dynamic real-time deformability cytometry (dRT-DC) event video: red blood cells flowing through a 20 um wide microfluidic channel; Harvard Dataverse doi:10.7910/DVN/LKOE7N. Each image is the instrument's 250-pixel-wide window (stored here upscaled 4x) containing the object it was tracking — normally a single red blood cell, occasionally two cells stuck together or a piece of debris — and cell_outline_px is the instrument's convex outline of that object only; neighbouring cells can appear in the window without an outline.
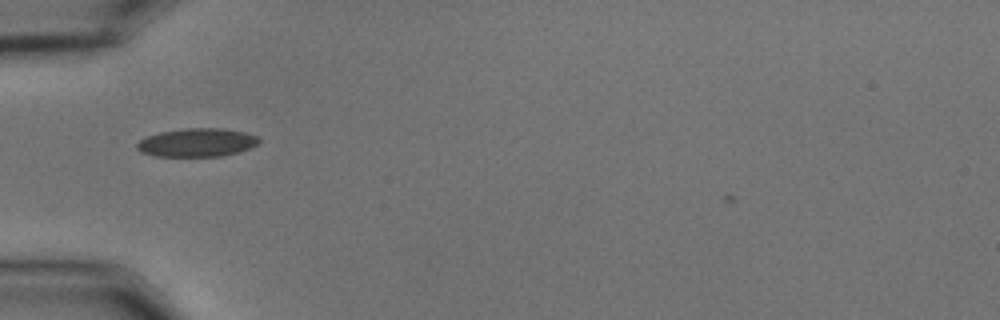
{"species": "common noctule bat (a hibernating species)", "species_latin": "Nyctalus noctula", "temperature_condition": "cold", "stored_images_in_passage": 36, "camera_frame_rate_fps": 3000, "um_per_image_px": 0.085, "animal": {"sex": "male", "body_mass_g": 15.6}, "frame": {"image": 1, "passage_image": 1, "time_ms": 0.0, "image_size_px": [1000, 320], "cell_outline_px": [[260, 144], [240, 152], [220, 156], [156, 156], [140, 152], [136, 148], [136, 144], [144, 136], [160, 132], [184, 128], [220, 128], [244, 132], [260, 136]], "centroid_in_image_um": [16.76, 12.11], "position_along_channel_um": 68.2, "area_um2": 20.46}}
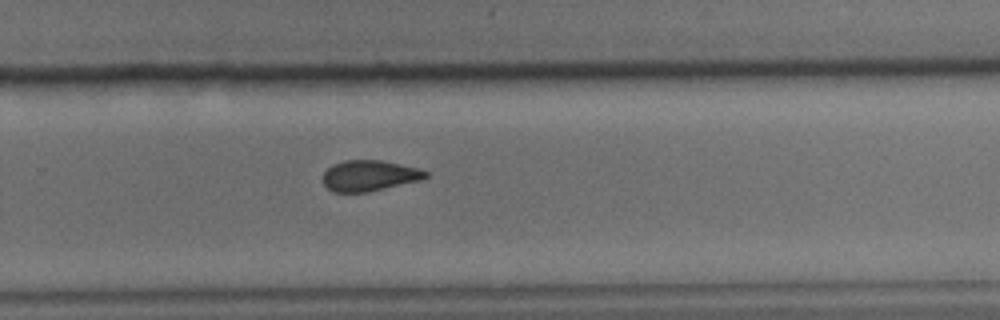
{"frame": {"image": 2, "passage_image": 20, "time_ms": 6.333, "image_size_px": [1000, 320], "cell_outline_px": [[428, 176], [420, 180], [368, 192], [332, 192], [324, 184], [324, 172], [332, 164], [344, 160], [380, 160], [400, 164], [416, 168], [428, 172]], "centroid_in_image_um": [31.37, 14.93], "position_along_channel_um": 298.4, "area_um2": 18.26}}
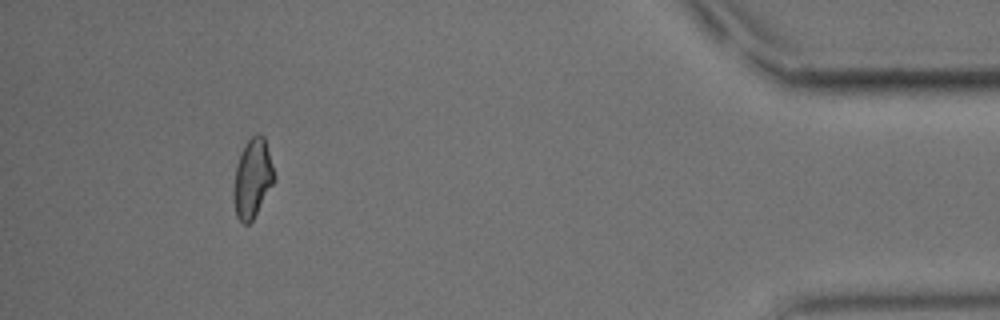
{"frame": {"image": 3, "passage_image": 34, "time_ms": 11.0, "image_size_px": [1000, 320], "cell_outline_px": [[276, 180], [252, 220], [248, 224], [244, 224], [236, 216], [232, 200], [232, 192], [236, 164], [240, 152], [244, 144], [256, 132], [264, 136], [276, 176]], "centroid_in_image_um": [21.45, 15.15], "position_along_channel_um": 413.8, "area_um2": 19.07}}